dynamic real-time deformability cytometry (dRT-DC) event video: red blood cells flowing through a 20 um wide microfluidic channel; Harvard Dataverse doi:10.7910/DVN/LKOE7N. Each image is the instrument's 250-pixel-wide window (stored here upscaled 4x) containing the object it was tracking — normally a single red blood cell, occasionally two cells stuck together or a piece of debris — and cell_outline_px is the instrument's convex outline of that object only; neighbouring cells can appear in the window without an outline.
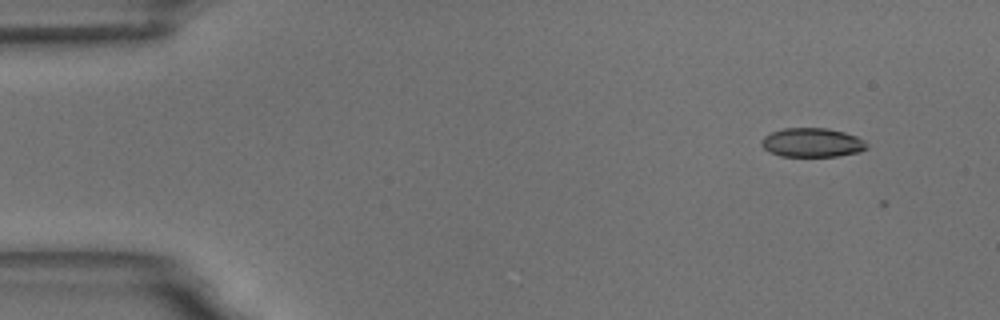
{"species": "common noctule bat (a hibernating species)", "species_latin": "Nyctalus noctula", "temperature_condition": "room temperature", "stored_images_in_passage": 2, "camera_frame_rate_fps": 3000, "um_per_image_px": 0.085, "animal": {"sex": "male", "body_mass_g": 18.8}, "frame": {"image": 1, "passage_image": 1, "time_ms": 0.0, "image_size_px": [1000, 320], "cell_outline_px": [[868, 148], [860, 152], [836, 156], [780, 156], [768, 152], [760, 144], [760, 140], [764, 136], [772, 132], [784, 128], [828, 128], [844, 132], [856, 136], [864, 140], [868, 144]], "centroid_in_image_um": [69.03, 12.12], "position_along_channel_um": 16.0, "area_um2": 17.98}}